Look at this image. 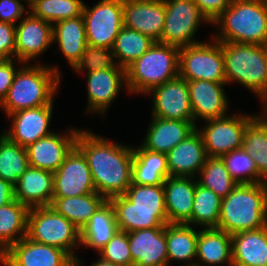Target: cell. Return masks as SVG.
<instances>
[{"label":"cell","instance_id":"1","mask_svg":"<svg viewBox=\"0 0 267 266\" xmlns=\"http://www.w3.org/2000/svg\"><path fill=\"white\" fill-rule=\"evenodd\" d=\"M75 146L85 156L95 190L107 200L123 195L132 184L133 148L79 130Z\"/></svg>","mask_w":267,"mask_h":266},{"label":"cell","instance_id":"2","mask_svg":"<svg viewBox=\"0 0 267 266\" xmlns=\"http://www.w3.org/2000/svg\"><path fill=\"white\" fill-rule=\"evenodd\" d=\"M118 230L165 227L168 224L163 185L131 184L123 195L109 199Z\"/></svg>","mask_w":267,"mask_h":266},{"label":"cell","instance_id":"3","mask_svg":"<svg viewBox=\"0 0 267 266\" xmlns=\"http://www.w3.org/2000/svg\"><path fill=\"white\" fill-rule=\"evenodd\" d=\"M267 226V183L238 184L222 199L218 229L228 234Z\"/></svg>","mask_w":267,"mask_h":266},{"label":"cell","instance_id":"4","mask_svg":"<svg viewBox=\"0 0 267 266\" xmlns=\"http://www.w3.org/2000/svg\"><path fill=\"white\" fill-rule=\"evenodd\" d=\"M213 24L219 26V42L267 46V0H231Z\"/></svg>","mask_w":267,"mask_h":266},{"label":"cell","instance_id":"5","mask_svg":"<svg viewBox=\"0 0 267 266\" xmlns=\"http://www.w3.org/2000/svg\"><path fill=\"white\" fill-rule=\"evenodd\" d=\"M23 64L14 76L7 97L0 104L7 115L51 104L61 82L56 67Z\"/></svg>","mask_w":267,"mask_h":266},{"label":"cell","instance_id":"6","mask_svg":"<svg viewBox=\"0 0 267 266\" xmlns=\"http://www.w3.org/2000/svg\"><path fill=\"white\" fill-rule=\"evenodd\" d=\"M179 50L154 42L126 68V88L132 93H148L152 88L179 76Z\"/></svg>","mask_w":267,"mask_h":266},{"label":"cell","instance_id":"7","mask_svg":"<svg viewBox=\"0 0 267 266\" xmlns=\"http://www.w3.org/2000/svg\"><path fill=\"white\" fill-rule=\"evenodd\" d=\"M226 84H242L258 98L267 93V46L222 42Z\"/></svg>","mask_w":267,"mask_h":266},{"label":"cell","instance_id":"8","mask_svg":"<svg viewBox=\"0 0 267 266\" xmlns=\"http://www.w3.org/2000/svg\"><path fill=\"white\" fill-rule=\"evenodd\" d=\"M27 238L66 251L80 266L72 249L80 245V230L51 206L33 207L28 213Z\"/></svg>","mask_w":267,"mask_h":266},{"label":"cell","instance_id":"9","mask_svg":"<svg viewBox=\"0 0 267 266\" xmlns=\"http://www.w3.org/2000/svg\"><path fill=\"white\" fill-rule=\"evenodd\" d=\"M179 76L186 81L226 82L222 42L214 40L180 48Z\"/></svg>","mask_w":267,"mask_h":266},{"label":"cell","instance_id":"10","mask_svg":"<svg viewBox=\"0 0 267 266\" xmlns=\"http://www.w3.org/2000/svg\"><path fill=\"white\" fill-rule=\"evenodd\" d=\"M165 24L160 43L182 48L200 43L193 39L199 24L209 20L193 0H164Z\"/></svg>","mask_w":267,"mask_h":266},{"label":"cell","instance_id":"11","mask_svg":"<svg viewBox=\"0 0 267 266\" xmlns=\"http://www.w3.org/2000/svg\"><path fill=\"white\" fill-rule=\"evenodd\" d=\"M82 17L87 45L112 49L124 27L123 0H101L90 9L84 3Z\"/></svg>","mask_w":267,"mask_h":266},{"label":"cell","instance_id":"12","mask_svg":"<svg viewBox=\"0 0 267 266\" xmlns=\"http://www.w3.org/2000/svg\"><path fill=\"white\" fill-rule=\"evenodd\" d=\"M254 115H234L219 119L206 120L201 134L208 157H222L234 150L242 148L243 136L247 125Z\"/></svg>","mask_w":267,"mask_h":266},{"label":"cell","instance_id":"13","mask_svg":"<svg viewBox=\"0 0 267 266\" xmlns=\"http://www.w3.org/2000/svg\"><path fill=\"white\" fill-rule=\"evenodd\" d=\"M4 266H76V261L61 248L24 237L1 256Z\"/></svg>","mask_w":267,"mask_h":266},{"label":"cell","instance_id":"14","mask_svg":"<svg viewBox=\"0 0 267 266\" xmlns=\"http://www.w3.org/2000/svg\"><path fill=\"white\" fill-rule=\"evenodd\" d=\"M53 175V197H75L96 192L87 160L76 146Z\"/></svg>","mask_w":267,"mask_h":266},{"label":"cell","instance_id":"15","mask_svg":"<svg viewBox=\"0 0 267 266\" xmlns=\"http://www.w3.org/2000/svg\"><path fill=\"white\" fill-rule=\"evenodd\" d=\"M153 117L194 121L187 81L180 76L152 88Z\"/></svg>","mask_w":267,"mask_h":266},{"label":"cell","instance_id":"16","mask_svg":"<svg viewBox=\"0 0 267 266\" xmlns=\"http://www.w3.org/2000/svg\"><path fill=\"white\" fill-rule=\"evenodd\" d=\"M26 13L15 26V58L29 64L53 44V24Z\"/></svg>","mask_w":267,"mask_h":266},{"label":"cell","instance_id":"17","mask_svg":"<svg viewBox=\"0 0 267 266\" xmlns=\"http://www.w3.org/2000/svg\"><path fill=\"white\" fill-rule=\"evenodd\" d=\"M164 0H123L124 27L159 42L165 24Z\"/></svg>","mask_w":267,"mask_h":266},{"label":"cell","instance_id":"18","mask_svg":"<svg viewBox=\"0 0 267 266\" xmlns=\"http://www.w3.org/2000/svg\"><path fill=\"white\" fill-rule=\"evenodd\" d=\"M52 109L53 102L49 105L16 111L8 115L12 118L11 129L4 131L2 134L12 142L27 147L40 138L53 133L48 130L52 118Z\"/></svg>","mask_w":267,"mask_h":266},{"label":"cell","instance_id":"19","mask_svg":"<svg viewBox=\"0 0 267 266\" xmlns=\"http://www.w3.org/2000/svg\"><path fill=\"white\" fill-rule=\"evenodd\" d=\"M68 132L61 136L53 131L49 136L28 145L26 150L29 166L55 172L75 146L79 130L69 129Z\"/></svg>","mask_w":267,"mask_h":266},{"label":"cell","instance_id":"20","mask_svg":"<svg viewBox=\"0 0 267 266\" xmlns=\"http://www.w3.org/2000/svg\"><path fill=\"white\" fill-rule=\"evenodd\" d=\"M187 84L194 123L200 118L206 121L228 116V99L223 88L226 82L192 80Z\"/></svg>","mask_w":267,"mask_h":266},{"label":"cell","instance_id":"21","mask_svg":"<svg viewBox=\"0 0 267 266\" xmlns=\"http://www.w3.org/2000/svg\"><path fill=\"white\" fill-rule=\"evenodd\" d=\"M133 266H168L165 227L128 232Z\"/></svg>","mask_w":267,"mask_h":266},{"label":"cell","instance_id":"22","mask_svg":"<svg viewBox=\"0 0 267 266\" xmlns=\"http://www.w3.org/2000/svg\"><path fill=\"white\" fill-rule=\"evenodd\" d=\"M123 84H126V69L118 65L87 73L88 113L104 115Z\"/></svg>","mask_w":267,"mask_h":266},{"label":"cell","instance_id":"23","mask_svg":"<svg viewBox=\"0 0 267 266\" xmlns=\"http://www.w3.org/2000/svg\"><path fill=\"white\" fill-rule=\"evenodd\" d=\"M169 176L195 177L205 165L207 153L197 129L167 154Z\"/></svg>","mask_w":267,"mask_h":266},{"label":"cell","instance_id":"24","mask_svg":"<svg viewBox=\"0 0 267 266\" xmlns=\"http://www.w3.org/2000/svg\"><path fill=\"white\" fill-rule=\"evenodd\" d=\"M14 190L15 199L29 208L50 206L54 191L53 172L29 166Z\"/></svg>","mask_w":267,"mask_h":266},{"label":"cell","instance_id":"25","mask_svg":"<svg viewBox=\"0 0 267 266\" xmlns=\"http://www.w3.org/2000/svg\"><path fill=\"white\" fill-rule=\"evenodd\" d=\"M194 177L169 176L164 181V197L168 223L185 224L193 208L196 183Z\"/></svg>","mask_w":267,"mask_h":266},{"label":"cell","instance_id":"26","mask_svg":"<svg viewBox=\"0 0 267 266\" xmlns=\"http://www.w3.org/2000/svg\"><path fill=\"white\" fill-rule=\"evenodd\" d=\"M150 123L142 146L149 151L164 154L185 140L197 128L194 121L167 120L159 117H153Z\"/></svg>","mask_w":267,"mask_h":266},{"label":"cell","instance_id":"27","mask_svg":"<svg viewBox=\"0 0 267 266\" xmlns=\"http://www.w3.org/2000/svg\"><path fill=\"white\" fill-rule=\"evenodd\" d=\"M231 239L233 264L267 266V226L233 234Z\"/></svg>","mask_w":267,"mask_h":266},{"label":"cell","instance_id":"28","mask_svg":"<svg viewBox=\"0 0 267 266\" xmlns=\"http://www.w3.org/2000/svg\"><path fill=\"white\" fill-rule=\"evenodd\" d=\"M206 266L232 263L231 234L218 228L201 229L197 240V256ZM192 262L186 266H204ZM202 264V265H200Z\"/></svg>","mask_w":267,"mask_h":266},{"label":"cell","instance_id":"29","mask_svg":"<svg viewBox=\"0 0 267 266\" xmlns=\"http://www.w3.org/2000/svg\"><path fill=\"white\" fill-rule=\"evenodd\" d=\"M169 177L167 157L142 145L133 147L132 183L138 185H163Z\"/></svg>","mask_w":267,"mask_h":266},{"label":"cell","instance_id":"30","mask_svg":"<svg viewBox=\"0 0 267 266\" xmlns=\"http://www.w3.org/2000/svg\"><path fill=\"white\" fill-rule=\"evenodd\" d=\"M59 48L73 69L80 61L87 46L85 24L82 15L61 20L53 25V42Z\"/></svg>","mask_w":267,"mask_h":266},{"label":"cell","instance_id":"31","mask_svg":"<svg viewBox=\"0 0 267 266\" xmlns=\"http://www.w3.org/2000/svg\"><path fill=\"white\" fill-rule=\"evenodd\" d=\"M115 211L107 200L80 231V243L99 252L117 232Z\"/></svg>","mask_w":267,"mask_h":266},{"label":"cell","instance_id":"32","mask_svg":"<svg viewBox=\"0 0 267 266\" xmlns=\"http://www.w3.org/2000/svg\"><path fill=\"white\" fill-rule=\"evenodd\" d=\"M106 201L104 196L95 192L75 197H53L50 206L81 231Z\"/></svg>","mask_w":267,"mask_h":266},{"label":"cell","instance_id":"33","mask_svg":"<svg viewBox=\"0 0 267 266\" xmlns=\"http://www.w3.org/2000/svg\"><path fill=\"white\" fill-rule=\"evenodd\" d=\"M29 210L28 206L16 199L0 207V256L27 236Z\"/></svg>","mask_w":267,"mask_h":266},{"label":"cell","instance_id":"34","mask_svg":"<svg viewBox=\"0 0 267 266\" xmlns=\"http://www.w3.org/2000/svg\"><path fill=\"white\" fill-rule=\"evenodd\" d=\"M199 231L191 225L168 223L165 225L167 255L169 261H193L197 256V240Z\"/></svg>","mask_w":267,"mask_h":266},{"label":"cell","instance_id":"35","mask_svg":"<svg viewBox=\"0 0 267 266\" xmlns=\"http://www.w3.org/2000/svg\"><path fill=\"white\" fill-rule=\"evenodd\" d=\"M242 149L257 167V183H267V125L257 116L246 127Z\"/></svg>","mask_w":267,"mask_h":266},{"label":"cell","instance_id":"36","mask_svg":"<svg viewBox=\"0 0 267 266\" xmlns=\"http://www.w3.org/2000/svg\"><path fill=\"white\" fill-rule=\"evenodd\" d=\"M221 203L222 198L196 183L191 218L185 224L204 226V229L218 228Z\"/></svg>","mask_w":267,"mask_h":266},{"label":"cell","instance_id":"37","mask_svg":"<svg viewBox=\"0 0 267 266\" xmlns=\"http://www.w3.org/2000/svg\"><path fill=\"white\" fill-rule=\"evenodd\" d=\"M154 42L150 37L138 31L123 27L112 48L114 59L119 60L116 64L126 69L141 57Z\"/></svg>","mask_w":267,"mask_h":266},{"label":"cell","instance_id":"38","mask_svg":"<svg viewBox=\"0 0 267 266\" xmlns=\"http://www.w3.org/2000/svg\"><path fill=\"white\" fill-rule=\"evenodd\" d=\"M29 167L26 147L12 142L5 135L0 136V178L16 185Z\"/></svg>","mask_w":267,"mask_h":266},{"label":"cell","instance_id":"39","mask_svg":"<svg viewBox=\"0 0 267 266\" xmlns=\"http://www.w3.org/2000/svg\"><path fill=\"white\" fill-rule=\"evenodd\" d=\"M199 174L201 175L197 183L212 190L222 199L238 185L227 170L222 157H207Z\"/></svg>","mask_w":267,"mask_h":266},{"label":"cell","instance_id":"40","mask_svg":"<svg viewBox=\"0 0 267 266\" xmlns=\"http://www.w3.org/2000/svg\"><path fill=\"white\" fill-rule=\"evenodd\" d=\"M83 6L81 0H39L30 7V13L54 25L58 21L81 16Z\"/></svg>","mask_w":267,"mask_h":266},{"label":"cell","instance_id":"41","mask_svg":"<svg viewBox=\"0 0 267 266\" xmlns=\"http://www.w3.org/2000/svg\"><path fill=\"white\" fill-rule=\"evenodd\" d=\"M227 170L238 184L257 183V167L250 154L242 148L222 156Z\"/></svg>","mask_w":267,"mask_h":266},{"label":"cell","instance_id":"42","mask_svg":"<svg viewBox=\"0 0 267 266\" xmlns=\"http://www.w3.org/2000/svg\"><path fill=\"white\" fill-rule=\"evenodd\" d=\"M108 262L122 266H133L129 249L128 233L117 230L108 243L98 252Z\"/></svg>","mask_w":267,"mask_h":266},{"label":"cell","instance_id":"43","mask_svg":"<svg viewBox=\"0 0 267 266\" xmlns=\"http://www.w3.org/2000/svg\"><path fill=\"white\" fill-rule=\"evenodd\" d=\"M113 57L112 49L87 45L80 61L73 69L77 72H82L86 68L87 73H89L101 69L113 68L117 65L113 61Z\"/></svg>","mask_w":267,"mask_h":266},{"label":"cell","instance_id":"44","mask_svg":"<svg viewBox=\"0 0 267 266\" xmlns=\"http://www.w3.org/2000/svg\"><path fill=\"white\" fill-rule=\"evenodd\" d=\"M15 26L0 22V55L5 59H15Z\"/></svg>","mask_w":267,"mask_h":266},{"label":"cell","instance_id":"45","mask_svg":"<svg viewBox=\"0 0 267 266\" xmlns=\"http://www.w3.org/2000/svg\"><path fill=\"white\" fill-rule=\"evenodd\" d=\"M24 5L19 0H0V22L15 25L24 13Z\"/></svg>","mask_w":267,"mask_h":266},{"label":"cell","instance_id":"46","mask_svg":"<svg viewBox=\"0 0 267 266\" xmlns=\"http://www.w3.org/2000/svg\"><path fill=\"white\" fill-rule=\"evenodd\" d=\"M14 59H5L0 64V104L7 97L9 89L12 85L17 68L14 67Z\"/></svg>","mask_w":267,"mask_h":266},{"label":"cell","instance_id":"47","mask_svg":"<svg viewBox=\"0 0 267 266\" xmlns=\"http://www.w3.org/2000/svg\"><path fill=\"white\" fill-rule=\"evenodd\" d=\"M199 7L201 13L209 20L213 21L230 6L231 0H193Z\"/></svg>","mask_w":267,"mask_h":266},{"label":"cell","instance_id":"48","mask_svg":"<svg viewBox=\"0 0 267 266\" xmlns=\"http://www.w3.org/2000/svg\"><path fill=\"white\" fill-rule=\"evenodd\" d=\"M15 200L14 185L0 178V207Z\"/></svg>","mask_w":267,"mask_h":266},{"label":"cell","instance_id":"49","mask_svg":"<svg viewBox=\"0 0 267 266\" xmlns=\"http://www.w3.org/2000/svg\"><path fill=\"white\" fill-rule=\"evenodd\" d=\"M264 103V108L263 110H265V114L262 117L259 115L258 117L267 125V93H265L261 98H260Z\"/></svg>","mask_w":267,"mask_h":266},{"label":"cell","instance_id":"50","mask_svg":"<svg viewBox=\"0 0 267 266\" xmlns=\"http://www.w3.org/2000/svg\"><path fill=\"white\" fill-rule=\"evenodd\" d=\"M91 266H122V265L114 264V263L105 261L100 257V259H98L96 262L91 264Z\"/></svg>","mask_w":267,"mask_h":266},{"label":"cell","instance_id":"51","mask_svg":"<svg viewBox=\"0 0 267 266\" xmlns=\"http://www.w3.org/2000/svg\"><path fill=\"white\" fill-rule=\"evenodd\" d=\"M23 1V0H22ZM25 1H27L28 2V6H29V8L32 6V5H34L37 1H39V0H25Z\"/></svg>","mask_w":267,"mask_h":266},{"label":"cell","instance_id":"52","mask_svg":"<svg viewBox=\"0 0 267 266\" xmlns=\"http://www.w3.org/2000/svg\"><path fill=\"white\" fill-rule=\"evenodd\" d=\"M5 60V58H3L1 55H0V64Z\"/></svg>","mask_w":267,"mask_h":266},{"label":"cell","instance_id":"53","mask_svg":"<svg viewBox=\"0 0 267 266\" xmlns=\"http://www.w3.org/2000/svg\"><path fill=\"white\" fill-rule=\"evenodd\" d=\"M230 266H238V265L231 263Z\"/></svg>","mask_w":267,"mask_h":266}]
</instances>
